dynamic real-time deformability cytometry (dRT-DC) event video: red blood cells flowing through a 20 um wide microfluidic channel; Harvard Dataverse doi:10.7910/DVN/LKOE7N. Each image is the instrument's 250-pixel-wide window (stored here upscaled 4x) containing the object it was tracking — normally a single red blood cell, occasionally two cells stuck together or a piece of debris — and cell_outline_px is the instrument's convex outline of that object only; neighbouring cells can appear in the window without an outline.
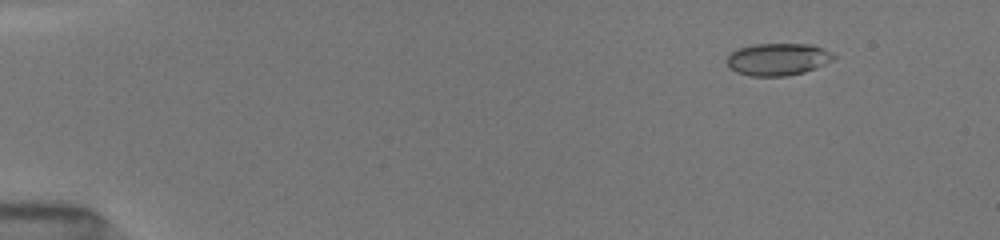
{"species": "common noctule bat (a hibernating species)", "species_latin": "Nyctalus noctula", "temperature_condition": "room temperature", "stored_images_in_passage": 31, "camera_frame_rate_fps": 3000, "um_per_image_px": 0.085, "animal": {"sex": "female", "body_mass_g": 19.5, "forearm_length_mm": 54.1}, "frame": {"image": 1, "passage_image": 1, "time_ms": 0.0, "image_size_px": [1000, 240], "cell_outline_px": [[836, 56], [832, 60], [824, 64], [804, 72], [788, 76], [748, 76], [736, 72], [728, 68], [728, 56], [732, 52], [740, 48], [752, 44], [812, 44], [824, 48], [832, 52]], "centroid_in_image_um": [66.12, 5.04], "position_along_channel_um": 18.9, "area_um2": 20.11}}
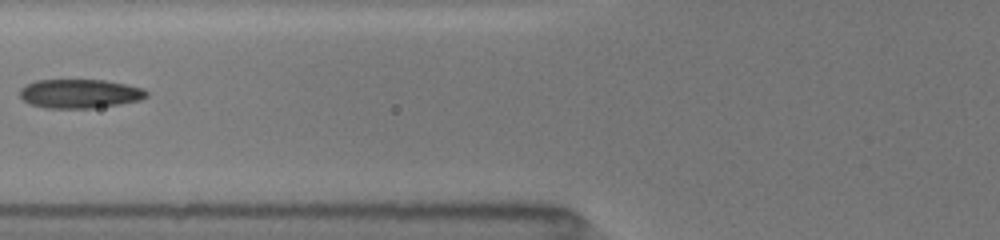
{"frame": {"image": 2, "passage_image": 13, "time_ms": 5.333, "image_size_px": [1000, 240], "cell_outline_px": [[148, 96], [140, 100], [120, 104], [92, 108], [44, 108], [28, 104], [20, 96], [20, 88], [36, 80], [104, 80], [144, 88], [148, 92]], "centroid_in_image_um": [6.78, 7.97], "position_along_channel_um": 119.0, "area_um2": 21.44}}
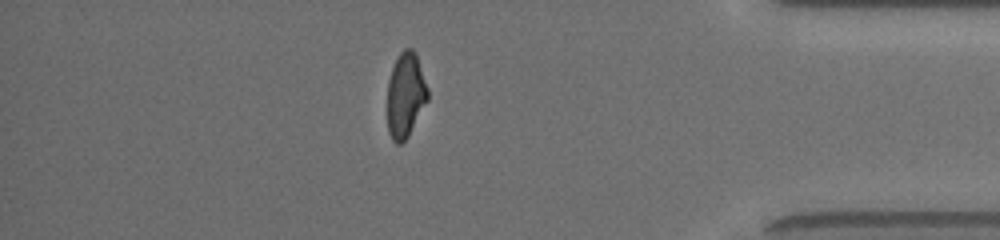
{"frame": {"image": 3, "passage_image": 27, "time_ms": 13.0, "image_size_px": [1000, 240], "cell_outline_px": [[428, 100], [408, 136], [400, 144], [396, 144], [392, 140], [388, 132], [388, 80], [392, 68], [400, 52], [404, 48], [412, 48], [416, 52], [428, 88]], "centroid_in_image_um": [34.48, 8.07], "position_along_channel_um": 400.7, "area_um2": 20.0}, "authors_computed_cell_mechanics": {"area_um2": 20.808, "velocity_mm_per_s": 4.0512, "shape_relaxation_time_tau1_ms": 4.9885, "shape_relaxation_time_tau2_ms": 1.4628, "deformation_change_tau1": 0.1953, "deformation_change_tau2": 0.0767}}